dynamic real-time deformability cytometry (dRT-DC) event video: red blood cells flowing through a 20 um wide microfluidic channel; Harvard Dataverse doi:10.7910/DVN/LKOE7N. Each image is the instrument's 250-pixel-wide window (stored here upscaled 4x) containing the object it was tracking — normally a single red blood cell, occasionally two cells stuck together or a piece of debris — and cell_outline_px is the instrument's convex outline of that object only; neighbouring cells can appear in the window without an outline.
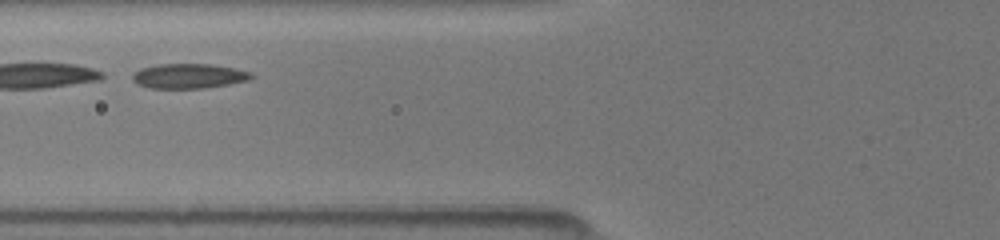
{"species": "common noctule bat (a hibernating species)", "species_latin": "Nyctalus noctula", "temperature_condition": "room temperature", "stored_images_in_passage": 28, "camera_frame_rate_fps": 3000, "um_per_image_px": 0.085, "animal": {"sex": "female", "body_mass_g": 19.5, "forearm_length_mm": 54.1}, "frame": {"image": 1, "passage_image": 6, "time_ms": 1.667, "image_size_px": [1000, 240], "cell_outline_px": [[252, 76], [248, 80], [228, 84], [204, 88], [148, 88], [136, 84], [132, 80], [132, 76], [140, 68], [156, 64], [212, 64], [236, 68], [252, 72]], "centroid_in_image_um": [16.02, 6.46], "position_along_channel_um": 109.8, "area_um2": 17.22}}
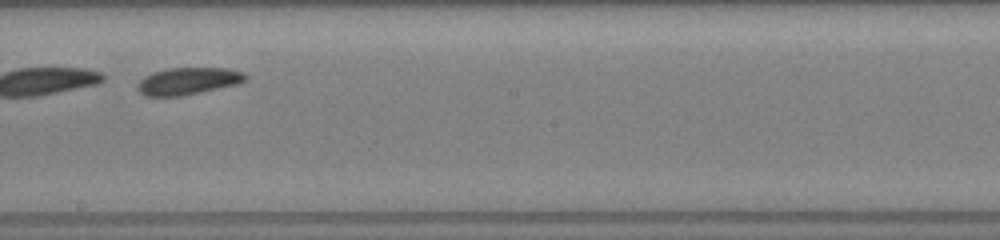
{"frame": {"image": 2, "passage_image": 15, "time_ms": 4.667, "image_size_px": [1000, 240], "cell_outline_px": [[248, 80], [240, 84], [184, 96], [144, 96], [136, 88], [136, 84], [144, 76], [152, 72], [164, 68], [228, 68], [244, 72], [248, 76]], "centroid_in_image_um": [16.01, 6.89], "position_along_channel_um": 232.2, "area_um2": 17.57}}
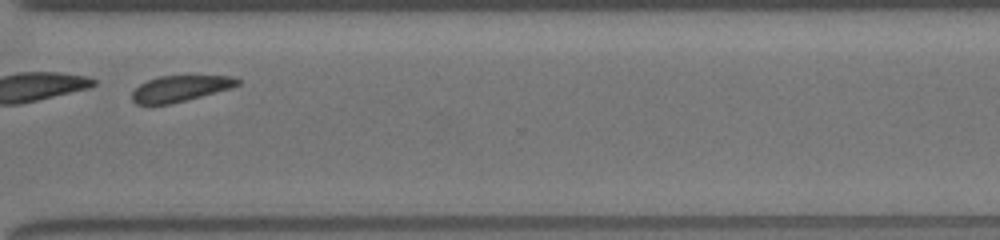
{"frame": {"image": 3, "passage_image": 24, "time_ms": 7.667, "image_size_px": [1000, 240], "cell_outline_px": [[240, 84], [232, 88], [172, 104], [136, 104], [132, 100], [132, 92], [140, 84], [148, 80], [160, 76], [236, 76], [240, 80]], "centroid_in_image_um": [15.35, 7.52], "position_along_channel_um": 355.3, "area_um2": 16.01}}